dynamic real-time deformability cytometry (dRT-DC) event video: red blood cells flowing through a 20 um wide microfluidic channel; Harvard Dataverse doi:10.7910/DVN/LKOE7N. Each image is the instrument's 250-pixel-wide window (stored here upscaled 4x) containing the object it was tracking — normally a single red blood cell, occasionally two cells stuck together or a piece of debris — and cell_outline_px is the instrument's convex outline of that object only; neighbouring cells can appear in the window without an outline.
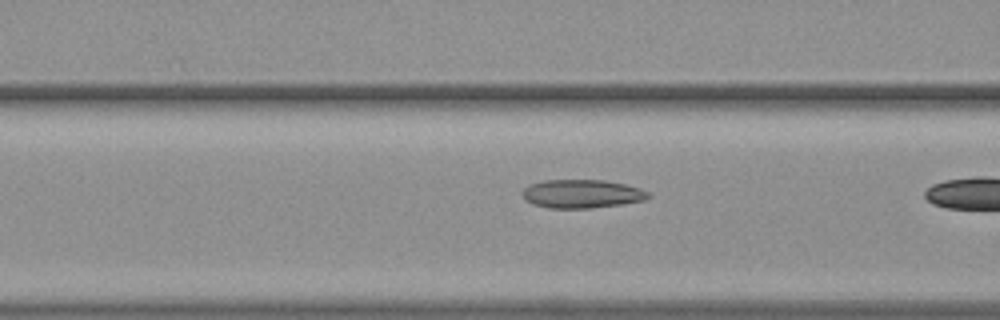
{"species": "common noctule bat (a hibernating species)", "species_latin": "Nyctalus noctula", "temperature_condition": "warm", "stored_images_in_passage": 14, "camera_frame_rate_fps": 3000, "um_per_image_px": 0.085, "animal": {"sex": "female", "body_mass_g": 19.3, "forearm_length_mm": 54.1}, "frame": {"image": 1, "passage_image": 12, "time_ms": 3.667, "image_size_px": [1000, 320], "cell_outline_px": [[652, 196], [644, 200], [624, 204], [592, 208], [548, 208], [532, 204], [524, 200], [520, 192], [528, 184], [544, 180], [604, 180], [624, 184], [640, 188], [648, 192]], "centroid_in_image_um": [49.42, 16.48], "position_along_channel_um": 117.2, "area_um2": 21.21}}